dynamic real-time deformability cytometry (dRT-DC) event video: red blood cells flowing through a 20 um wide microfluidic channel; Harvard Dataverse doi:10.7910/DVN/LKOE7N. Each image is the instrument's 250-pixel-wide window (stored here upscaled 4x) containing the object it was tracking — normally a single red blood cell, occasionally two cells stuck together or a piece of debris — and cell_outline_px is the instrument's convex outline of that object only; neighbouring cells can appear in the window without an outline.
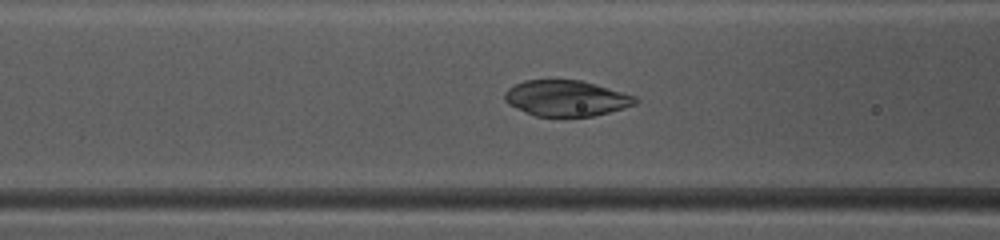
{"species": "common noctule bat (a hibernating species)", "species_latin": "Nyctalus noctula", "temperature_condition": "warm", "stored_images_in_passage": 49, "camera_frame_rate_fps": 3000, "um_per_image_px": 0.085, "animal": {"sex": "female", "body_mass_g": 10.0, "forearm_length_mm": 53.1}, "frame": {"image": 1, "passage_image": 20, "time_ms": 6.333, "image_size_px": [1000, 240], "cell_outline_px": [[640, 100], [636, 104], [624, 108], [592, 116], [536, 116], [508, 104], [504, 100], [504, 92], [508, 88], [524, 80], [580, 80], [596, 84], [636, 96]], "centroid_in_image_um": [48.14, 8.34], "position_along_channel_um": 118.5, "area_um2": 27.17}}
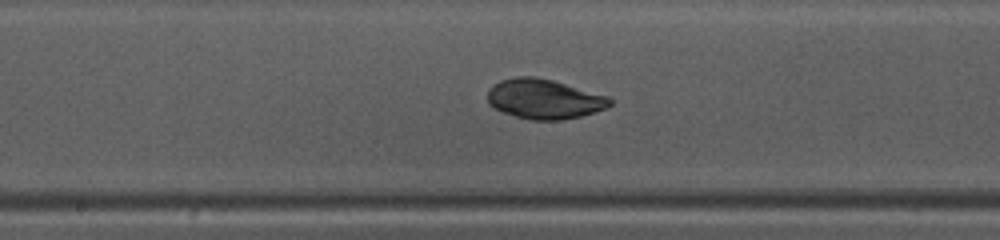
{"frame": {"image": 2, "passage_image": 26, "time_ms": 8.333, "image_size_px": [1000, 240], "cell_outline_px": [[612, 104], [608, 108], [580, 116], [560, 120], [532, 120], [516, 116], [504, 112], [488, 104], [488, 92], [492, 84], [500, 80], [516, 76], [536, 76], [552, 80], [608, 96], [612, 100]], "centroid_in_image_um": [46.25, 8.4], "position_along_channel_um": 201.9, "area_um2": 28.32}}
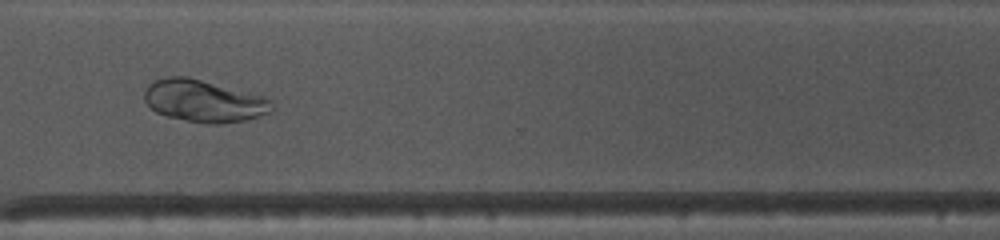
{"frame": {"image": 3, "passage_image": 37, "time_ms": 12.0, "image_size_px": [1000, 240], "cell_outline_px": [[276, 108], [272, 112], [244, 120], [224, 124], [212, 124], [188, 120], [168, 116], [156, 112], [144, 100], [144, 92], [148, 84], [164, 76], [188, 76], [268, 96], [272, 100]], "centroid_in_image_um": [17.4, 8.56], "position_along_channel_um": 353.2, "area_um2": 31.79}, "authors_computed_cell_mechanics": {"area_um2": 29.767, "velocity_mm_per_s": 4.1417, "shape_relaxation_time_tau1_ms": 5.6631, "shape_relaxation_time_tau2_ms": 1.9732, "deformation_change_tau1": 0.0811, "deformation_change_tau2": 0.0317}}